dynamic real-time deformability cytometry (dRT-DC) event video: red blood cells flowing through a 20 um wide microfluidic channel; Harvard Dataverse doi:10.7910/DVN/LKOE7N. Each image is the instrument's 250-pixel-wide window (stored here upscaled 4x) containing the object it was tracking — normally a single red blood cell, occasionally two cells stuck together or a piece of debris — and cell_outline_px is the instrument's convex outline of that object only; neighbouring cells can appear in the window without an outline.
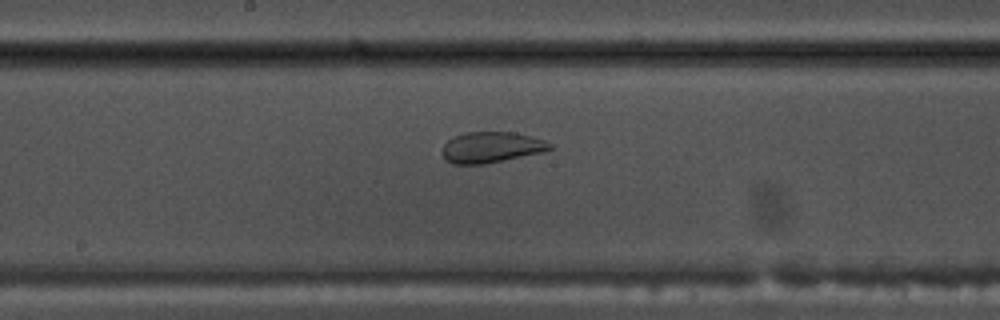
{"species": "common noctule bat (a hibernating species)", "species_latin": "Nyctalus noctula", "temperature_condition": "warm", "stored_images_in_passage": 53, "camera_frame_rate_fps": 3000, "um_per_image_px": 0.085, "animal": {"sex": "male", "body_mass_g": 17.5, "forearm_length_mm": 52.3}, "frame": {"image": 1, "passage_image": 28, "time_ms": 9.0, "image_size_px": [1000, 320], "cell_outline_px": [[552, 148], [544, 152], [484, 164], [452, 164], [440, 152], [444, 144], [448, 140], [464, 132], [516, 132], [532, 136], [544, 140], [552, 144]], "centroid_in_image_um": [41.77, 12.51], "position_along_channel_um": 206.4, "area_um2": 19.42}}
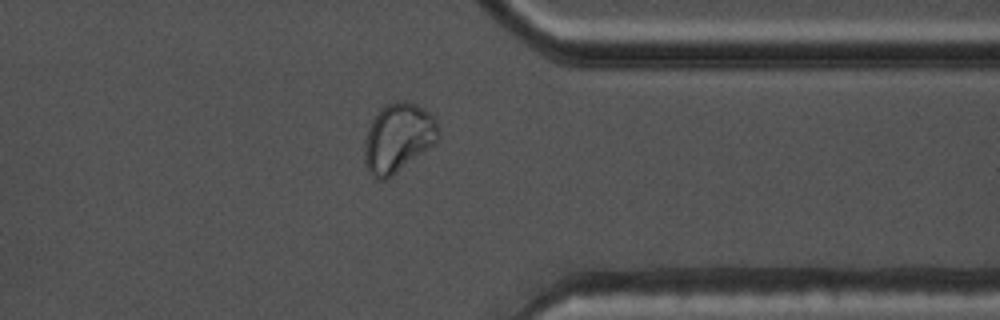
{"frame": {"image": 2, "passage_image": 42, "time_ms": 13.667, "image_size_px": [1000, 320], "cell_outline_px": [[440, 136], [436, 144], [392, 176], [384, 180], [376, 180], [368, 172], [364, 164], [364, 144], [368, 128], [372, 120], [380, 108], [388, 104], [400, 100], [404, 100], [416, 104], [428, 112], [436, 120], [440, 132]], "centroid_in_image_um": [33.84, 11.74], "position_along_channel_um": 377.6, "area_um2": 30.11}}
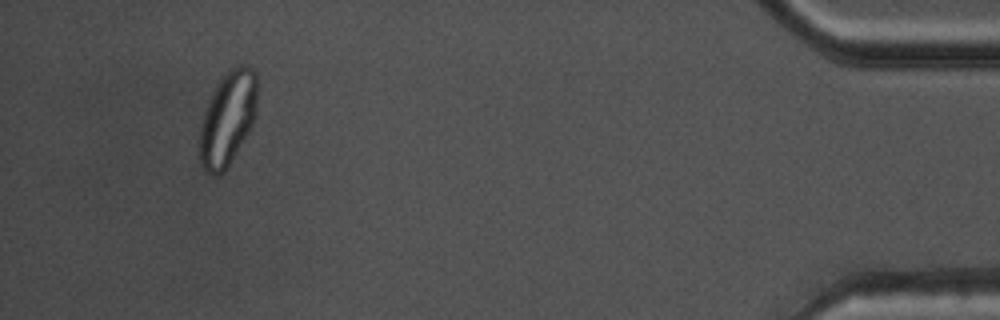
{"frame": {"image": 3, "passage_image": 50, "time_ms": 16.333, "image_size_px": [1000, 320], "cell_outline_px": [[256, 112], [252, 124], [248, 132], [228, 164], [216, 176], [212, 176], [200, 164], [200, 124], [208, 100], [216, 84], [232, 68], [240, 64], [248, 64], [256, 72]], "centroid_in_image_um": [19.35, 10.02], "position_along_channel_um": 415.9, "area_um2": 31.04}}